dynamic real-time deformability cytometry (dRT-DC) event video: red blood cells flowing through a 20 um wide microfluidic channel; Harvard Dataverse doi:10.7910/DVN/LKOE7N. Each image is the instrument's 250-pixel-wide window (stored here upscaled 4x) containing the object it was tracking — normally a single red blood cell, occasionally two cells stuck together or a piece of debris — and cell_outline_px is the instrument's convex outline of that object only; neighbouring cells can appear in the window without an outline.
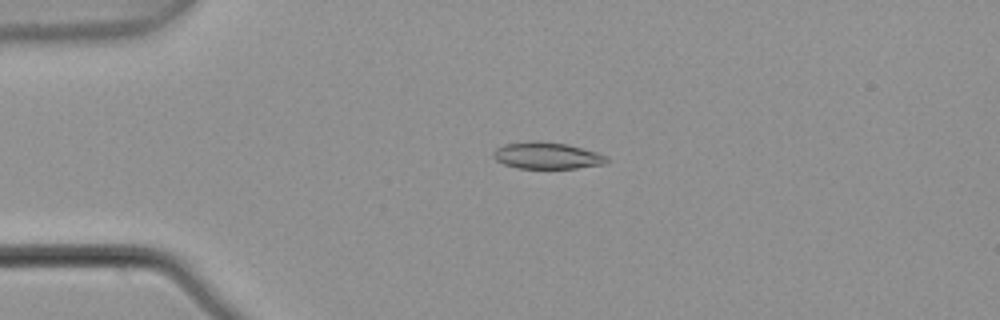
{"species": "common noctule bat (a hibernating species)", "species_latin": "Nyctalus noctula", "temperature_condition": "warm", "stored_images_in_passage": 4, "camera_frame_rate_fps": 3000, "um_per_image_px": 0.085, "animal": {"sex": "male", "body_mass_g": 21.5, "forearm_length_mm": 52.0}, "frame": {"image": 1, "passage_image": 3, "time_ms": 0.667, "image_size_px": [1000, 320], "cell_outline_px": [[608, 160], [604, 164], [576, 168], [516, 168], [504, 164], [496, 160], [492, 156], [492, 152], [496, 148], [504, 144], [532, 140], [536, 140], [568, 144], [596, 152], [608, 156]], "centroid_in_image_um": [46.46, 13.21], "position_along_channel_um": 38.5, "area_um2": 17.74}}